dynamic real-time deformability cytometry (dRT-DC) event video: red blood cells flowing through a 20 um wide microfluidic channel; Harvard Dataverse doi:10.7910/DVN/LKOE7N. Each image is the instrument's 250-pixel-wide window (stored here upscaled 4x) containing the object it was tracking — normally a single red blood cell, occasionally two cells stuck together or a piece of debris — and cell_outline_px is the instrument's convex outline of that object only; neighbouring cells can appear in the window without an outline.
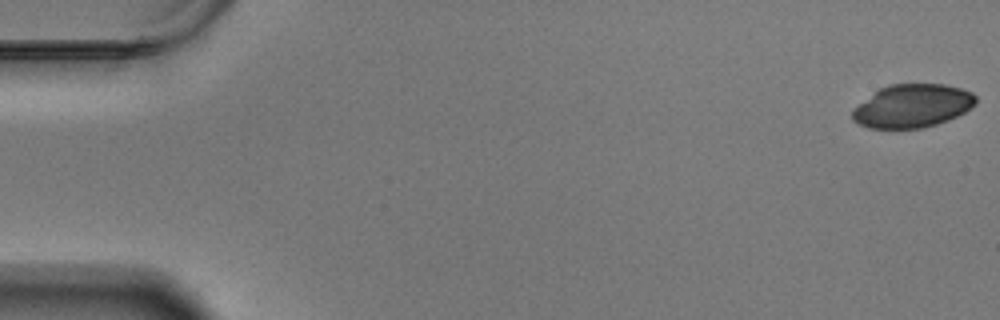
{"species": "Egyptian fruit bat (a non-hibernating species)", "species_latin": "Rousettus aegyptiacus", "temperature_condition": "warm", "stored_images_in_passage": 15, "camera_frame_rate_fps": 3000, "um_per_image_px": 0.085, "animal": {"sex": "male"}, "frame": {"image": 1, "passage_image": 1, "time_ms": 0.0, "image_size_px": [1000, 320], "cell_outline_px": [[976, 104], [964, 112], [948, 120], [936, 124], [920, 128], [868, 128], [852, 120], [852, 108], [880, 88], [888, 84], [944, 84], [960, 88], [972, 92], [976, 96]], "centroid_in_image_um": [77.54, 9.0], "position_along_channel_um": 7.5, "area_um2": 31.1}}